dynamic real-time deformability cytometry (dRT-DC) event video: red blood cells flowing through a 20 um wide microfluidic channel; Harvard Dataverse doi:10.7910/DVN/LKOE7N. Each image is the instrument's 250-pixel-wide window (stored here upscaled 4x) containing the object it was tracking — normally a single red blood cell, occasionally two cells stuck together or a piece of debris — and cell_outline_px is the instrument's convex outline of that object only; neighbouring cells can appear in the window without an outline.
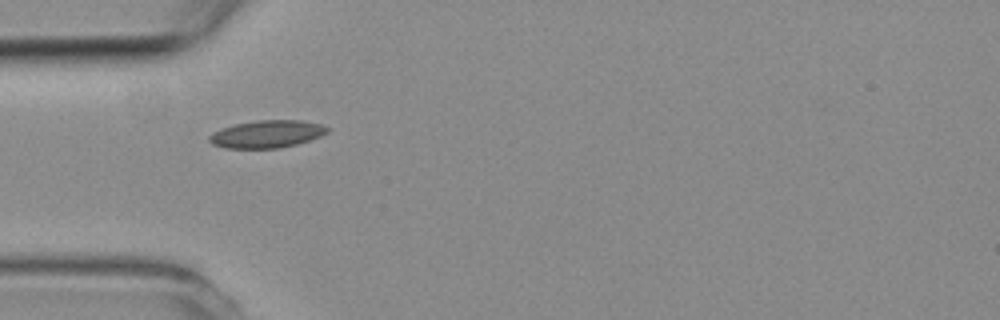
{"species": "common noctule bat (a hibernating species)", "species_latin": "Nyctalus noctula", "temperature_condition": "room temperature", "stored_images_in_passage": 1, "camera_frame_rate_fps": 3000, "um_per_image_px": 0.085, "animal": {"sex": "female", "body_mass_g": 19.3, "forearm_length_mm": 54.1}, "frame": {"image": 1, "passage_image": 1, "time_ms": 0.0, "image_size_px": [1000, 320], "cell_outline_px": [[328, 132], [320, 136], [296, 144], [280, 148], [224, 148], [212, 144], [208, 140], [208, 136], [212, 132], [220, 128], [236, 124], [260, 120], [300, 120], [320, 124], [328, 128]], "centroid_in_image_um": [22.64, 11.4], "position_along_channel_um": 62.4, "area_um2": 18.84}}